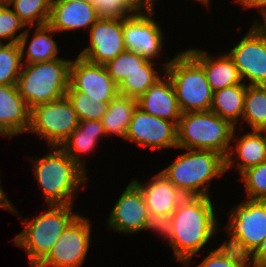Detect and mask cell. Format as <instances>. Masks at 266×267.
Listing matches in <instances>:
<instances>
[{
	"mask_svg": "<svg viewBox=\"0 0 266 267\" xmlns=\"http://www.w3.org/2000/svg\"><path fill=\"white\" fill-rule=\"evenodd\" d=\"M147 61L138 53L125 50L104 66L112 80L119 86L128 74L134 70H143V64Z\"/></svg>",
	"mask_w": 266,
	"mask_h": 267,
	"instance_id": "1f68e13d",
	"label": "cell"
},
{
	"mask_svg": "<svg viewBox=\"0 0 266 267\" xmlns=\"http://www.w3.org/2000/svg\"><path fill=\"white\" fill-rule=\"evenodd\" d=\"M89 31L90 44L78 54L88 62L105 65L126 50L123 19L99 18Z\"/></svg>",
	"mask_w": 266,
	"mask_h": 267,
	"instance_id": "5bb4252c",
	"label": "cell"
},
{
	"mask_svg": "<svg viewBox=\"0 0 266 267\" xmlns=\"http://www.w3.org/2000/svg\"><path fill=\"white\" fill-rule=\"evenodd\" d=\"M246 88L241 83L214 91L210 111L237 126L242 119Z\"/></svg>",
	"mask_w": 266,
	"mask_h": 267,
	"instance_id": "d4e9b609",
	"label": "cell"
},
{
	"mask_svg": "<svg viewBox=\"0 0 266 267\" xmlns=\"http://www.w3.org/2000/svg\"><path fill=\"white\" fill-rule=\"evenodd\" d=\"M185 51L203 68L213 92L243 83L238 68L227 53L215 58L204 52L203 49L189 48Z\"/></svg>",
	"mask_w": 266,
	"mask_h": 267,
	"instance_id": "44dd1931",
	"label": "cell"
},
{
	"mask_svg": "<svg viewBox=\"0 0 266 267\" xmlns=\"http://www.w3.org/2000/svg\"><path fill=\"white\" fill-rule=\"evenodd\" d=\"M198 1H200L203 4H205V6L208 5L209 2H210L209 0H198Z\"/></svg>",
	"mask_w": 266,
	"mask_h": 267,
	"instance_id": "7bdbcfd3",
	"label": "cell"
},
{
	"mask_svg": "<svg viewBox=\"0 0 266 267\" xmlns=\"http://www.w3.org/2000/svg\"><path fill=\"white\" fill-rule=\"evenodd\" d=\"M35 27L36 30L31 42L28 44V49L26 48V44L28 43V37L31 33L30 28L32 29V27L26 28L25 34L20 38L19 46L22 60L26 56L23 63L44 62L60 58L57 56L59 52L58 46L52 38L57 32L49 24ZM24 52H27V54H24Z\"/></svg>",
	"mask_w": 266,
	"mask_h": 267,
	"instance_id": "cb8c5ba5",
	"label": "cell"
},
{
	"mask_svg": "<svg viewBox=\"0 0 266 267\" xmlns=\"http://www.w3.org/2000/svg\"><path fill=\"white\" fill-rule=\"evenodd\" d=\"M99 19L90 0H52L48 24L56 31L91 28Z\"/></svg>",
	"mask_w": 266,
	"mask_h": 267,
	"instance_id": "e0dca14e",
	"label": "cell"
},
{
	"mask_svg": "<svg viewBox=\"0 0 266 267\" xmlns=\"http://www.w3.org/2000/svg\"><path fill=\"white\" fill-rule=\"evenodd\" d=\"M126 140L153 150L177 148V125L144 112L137 106L129 123Z\"/></svg>",
	"mask_w": 266,
	"mask_h": 267,
	"instance_id": "4fadbf2b",
	"label": "cell"
},
{
	"mask_svg": "<svg viewBox=\"0 0 266 267\" xmlns=\"http://www.w3.org/2000/svg\"><path fill=\"white\" fill-rule=\"evenodd\" d=\"M51 149L55 151L32 161L35 177L48 205H73L76 192L86 184L87 172L60 147Z\"/></svg>",
	"mask_w": 266,
	"mask_h": 267,
	"instance_id": "7a4b0ae2",
	"label": "cell"
},
{
	"mask_svg": "<svg viewBox=\"0 0 266 267\" xmlns=\"http://www.w3.org/2000/svg\"><path fill=\"white\" fill-rule=\"evenodd\" d=\"M160 171L185 197H209L211 180L222 176L225 158L211 150L186 149Z\"/></svg>",
	"mask_w": 266,
	"mask_h": 267,
	"instance_id": "3957f363",
	"label": "cell"
},
{
	"mask_svg": "<svg viewBox=\"0 0 266 267\" xmlns=\"http://www.w3.org/2000/svg\"><path fill=\"white\" fill-rule=\"evenodd\" d=\"M161 70L172 81L182 113L210 110L213 91L203 68L186 51L165 62Z\"/></svg>",
	"mask_w": 266,
	"mask_h": 267,
	"instance_id": "52a82bcc",
	"label": "cell"
},
{
	"mask_svg": "<svg viewBox=\"0 0 266 267\" xmlns=\"http://www.w3.org/2000/svg\"><path fill=\"white\" fill-rule=\"evenodd\" d=\"M69 85L95 101L110 102L119 94L118 85L104 65L88 62L80 56L71 62Z\"/></svg>",
	"mask_w": 266,
	"mask_h": 267,
	"instance_id": "9a60e30c",
	"label": "cell"
},
{
	"mask_svg": "<svg viewBox=\"0 0 266 267\" xmlns=\"http://www.w3.org/2000/svg\"><path fill=\"white\" fill-rule=\"evenodd\" d=\"M143 7L145 6H152L154 7L155 0H137Z\"/></svg>",
	"mask_w": 266,
	"mask_h": 267,
	"instance_id": "60d3db41",
	"label": "cell"
},
{
	"mask_svg": "<svg viewBox=\"0 0 266 267\" xmlns=\"http://www.w3.org/2000/svg\"><path fill=\"white\" fill-rule=\"evenodd\" d=\"M229 57L249 85L266 86V33L257 23L229 52Z\"/></svg>",
	"mask_w": 266,
	"mask_h": 267,
	"instance_id": "7c38bea8",
	"label": "cell"
},
{
	"mask_svg": "<svg viewBox=\"0 0 266 267\" xmlns=\"http://www.w3.org/2000/svg\"><path fill=\"white\" fill-rule=\"evenodd\" d=\"M31 109L19 94L16 84L0 85V134L13 137L27 133Z\"/></svg>",
	"mask_w": 266,
	"mask_h": 267,
	"instance_id": "ac0fdd59",
	"label": "cell"
},
{
	"mask_svg": "<svg viewBox=\"0 0 266 267\" xmlns=\"http://www.w3.org/2000/svg\"><path fill=\"white\" fill-rule=\"evenodd\" d=\"M234 130L236 126L210 110L182 113L177 125V148L211 150L226 158Z\"/></svg>",
	"mask_w": 266,
	"mask_h": 267,
	"instance_id": "5b68a950",
	"label": "cell"
},
{
	"mask_svg": "<svg viewBox=\"0 0 266 267\" xmlns=\"http://www.w3.org/2000/svg\"><path fill=\"white\" fill-rule=\"evenodd\" d=\"M241 176L246 188V199L266 201V160L245 170Z\"/></svg>",
	"mask_w": 266,
	"mask_h": 267,
	"instance_id": "d590c367",
	"label": "cell"
},
{
	"mask_svg": "<svg viewBox=\"0 0 266 267\" xmlns=\"http://www.w3.org/2000/svg\"><path fill=\"white\" fill-rule=\"evenodd\" d=\"M105 135L106 132L101 120L79 121L77 128L71 132L59 147L87 172L85 168L86 162L83 158H80V155L94 150L99 138Z\"/></svg>",
	"mask_w": 266,
	"mask_h": 267,
	"instance_id": "603a6c76",
	"label": "cell"
},
{
	"mask_svg": "<svg viewBox=\"0 0 266 267\" xmlns=\"http://www.w3.org/2000/svg\"><path fill=\"white\" fill-rule=\"evenodd\" d=\"M211 197H185L171 215L173 229L167 241L184 266L190 264L211 237L218 232Z\"/></svg>",
	"mask_w": 266,
	"mask_h": 267,
	"instance_id": "6da1fadb",
	"label": "cell"
},
{
	"mask_svg": "<svg viewBox=\"0 0 266 267\" xmlns=\"http://www.w3.org/2000/svg\"><path fill=\"white\" fill-rule=\"evenodd\" d=\"M22 56L19 43L0 46V85L17 84L22 70Z\"/></svg>",
	"mask_w": 266,
	"mask_h": 267,
	"instance_id": "f546056e",
	"label": "cell"
},
{
	"mask_svg": "<svg viewBox=\"0 0 266 267\" xmlns=\"http://www.w3.org/2000/svg\"><path fill=\"white\" fill-rule=\"evenodd\" d=\"M264 23H260L259 20L255 21V23H257L259 25V27L266 33V16L263 18ZM259 22V23H258Z\"/></svg>",
	"mask_w": 266,
	"mask_h": 267,
	"instance_id": "b9f144b4",
	"label": "cell"
},
{
	"mask_svg": "<svg viewBox=\"0 0 266 267\" xmlns=\"http://www.w3.org/2000/svg\"><path fill=\"white\" fill-rule=\"evenodd\" d=\"M48 208L33 221L23 219L26 226L13 239L27 253L30 267H35L48 254L65 228L79 215L72 212V205H48Z\"/></svg>",
	"mask_w": 266,
	"mask_h": 267,
	"instance_id": "8992f818",
	"label": "cell"
},
{
	"mask_svg": "<svg viewBox=\"0 0 266 267\" xmlns=\"http://www.w3.org/2000/svg\"><path fill=\"white\" fill-rule=\"evenodd\" d=\"M159 78L148 90L137 98L138 107L153 116L169 120L178 125L181 110L177 101L176 92L168 75Z\"/></svg>",
	"mask_w": 266,
	"mask_h": 267,
	"instance_id": "d6986e66",
	"label": "cell"
},
{
	"mask_svg": "<svg viewBox=\"0 0 266 267\" xmlns=\"http://www.w3.org/2000/svg\"><path fill=\"white\" fill-rule=\"evenodd\" d=\"M71 62L72 60L57 58L23 63L16 85L30 109L65 97L69 87Z\"/></svg>",
	"mask_w": 266,
	"mask_h": 267,
	"instance_id": "277c9868",
	"label": "cell"
},
{
	"mask_svg": "<svg viewBox=\"0 0 266 267\" xmlns=\"http://www.w3.org/2000/svg\"><path fill=\"white\" fill-rule=\"evenodd\" d=\"M145 8V9H144ZM145 13H143V11ZM154 7L145 6L123 19V39L126 50L138 53L147 60H155L162 51L163 33L152 15Z\"/></svg>",
	"mask_w": 266,
	"mask_h": 267,
	"instance_id": "8fae6325",
	"label": "cell"
},
{
	"mask_svg": "<svg viewBox=\"0 0 266 267\" xmlns=\"http://www.w3.org/2000/svg\"><path fill=\"white\" fill-rule=\"evenodd\" d=\"M238 3L245 8L255 7L257 10L259 9L262 18L266 16V0H239Z\"/></svg>",
	"mask_w": 266,
	"mask_h": 267,
	"instance_id": "f35d334b",
	"label": "cell"
},
{
	"mask_svg": "<svg viewBox=\"0 0 266 267\" xmlns=\"http://www.w3.org/2000/svg\"><path fill=\"white\" fill-rule=\"evenodd\" d=\"M29 27L48 24L52 0H5Z\"/></svg>",
	"mask_w": 266,
	"mask_h": 267,
	"instance_id": "f1b7e54d",
	"label": "cell"
},
{
	"mask_svg": "<svg viewBox=\"0 0 266 267\" xmlns=\"http://www.w3.org/2000/svg\"><path fill=\"white\" fill-rule=\"evenodd\" d=\"M253 267H266V238L249 256Z\"/></svg>",
	"mask_w": 266,
	"mask_h": 267,
	"instance_id": "74e56055",
	"label": "cell"
},
{
	"mask_svg": "<svg viewBox=\"0 0 266 267\" xmlns=\"http://www.w3.org/2000/svg\"><path fill=\"white\" fill-rule=\"evenodd\" d=\"M235 130L232 140L236 141L235 146H230L228 155L225 158V171L236 161L233 155H237L236 169L240 175L247 169L255 167L266 160V131L252 130L245 135L234 138Z\"/></svg>",
	"mask_w": 266,
	"mask_h": 267,
	"instance_id": "7402d4cb",
	"label": "cell"
},
{
	"mask_svg": "<svg viewBox=\"0 0 266 267\" xmlns=\"http://www.w3.org/2000/svg\"><path fill=\"white\" fill-rule=\"evenodd\" d=\"M22 28H27L26 24L5 1L0 2V41L3 42V39H8L7 43H19L26 31L25 29L21 33ZM18 30L20 32L17 35Z\"/></svg>",
	"mask_w": 266,
	"mask_h": 267,
	"instance_id": "e575fe53",
	"label": "cell"
},
{
	"mask_svg": "<svg viewBox=\"0 0 266 267\" xmlns=\"http://www.w3.org/2000/svg\"><path fill=\"white\" fill-rule=\"evenodd\" d=\"M78 124L77 113L65 96L34 106L31 109L28 132L41 135L50 147H59Z\"/></svg>",
	"mask_w": 266,
	"mask_h": 267,
	"instance_id": "9c48e42d",
	"label": "cell"
},
{
	"mask_svg": "<svg viewBox=\"0 0 266 267\" xmlns=\"http://www.w3.org/2000/svg\"><path fill=\"white\" fill-rule=\"evenodd\" d=\"M99 18L126 19L143 7L137 0H90Z\"/></svg>",
	"mask_w": 266,
	"mask_h": 267,
	"instance_id": "836d02e7",
	"label": "cell"
},
{
	"mask_svg": "<svg viewBox=\"0 0 266 267\" xmlns=\"http://www.w3.org/2000/svg\"><path fill=\"white\" fill-rule=\"evenodd\" d=\"M243 120L249 123L251 130L266 131V86L247 85Z\"/></svg>",
	"mask_w": 266,
	"mask_h": 267,
	"instance_id": "4316f807",
	"label": "cell"
},
{
	"mask_svg": "<svg viewBox=\"0 0 266 267\" xmlns=\"http://www.w3.org/2000/svg\"><path fill=\"white\" fill-rule=\"evenodd\" d=\"M4 193L5 192L3 191L0 183V208L8 209L12 213L16 214L17 211L15 207L12 205L11 201L8 200L7 196Z\"/></svg>",
	"mask_w": 266,
	"mask_h": 267,
	"instance_id": "ab89813d",
	"label": "cell"
},
{
	"mask_svg": "<svg viewBox=\"0 0 266 267\" xmlns=\"http://www.w3.org/2000/svg\"><path fill=\"white\" fill-rule=\"evenodd\" d=\"M147 217V206L141 190L131 181L115 203L107 226L118 233L134 234L141 231Z\"/></svg>",
	"mask_w": 266,
	"mask_h": 267,
	"instance_id": "2e32d148",
	"label": "cell"
},
{
	"mask_svg": "<svg viewBox=\"0 0 266 267\" xmlns=\"http://www.w3.org/2000/svg\"><path fill=\"white\" fill-rule=\"evenodd\" d=\"M141 190L148 213L172 215L185 196L161 172L145 185L132 180Z\"/></svg>",
	"mask_w": 266,
	"mask_h": 267,
	"instance_id": "ffe728a7",
	"label": "cell"
},
{
	"mask_svg": "<svg viewBox=\"0 0 266 267\" xmlns=\"http://www.w3.org/2000/svg\"><path fill=\"white\" fill-rule=\"evenodd\" d=\"M153 230L158 232L157 234L163 235L164 239L169 240L172 229L173 222L171 215H157L148 213L147 219L144 221L141 230Z\"/></svg>",
	"mask_w": 266,
	"mask_h": 267,
	"instance_id": "8d00e7d4",
	"label": "cell"
},
{
	"mask_svg": "<svg viewBox=\"0 0 266 267\" xmlns=\"http://www.w3.org/2000/svg\"><path fill=\"white\" fill-rule=\"evenodd\" d=\"M137 106L136 98L120 94L113 98L101 119L106 135L114 134L125 139L129 123Z\"/></svg>",
	"mask_w": 266,
	"mask_h": 267,
	"instance_id": "484cf974",
	"label": "cell"
},
{
	"mask_svg": "<svg viewBox=\"0 0 266 267\" xmlns=\"http://www.w3.org/2000/svg\"><path fill=\"white\" fill-rule=\"evenodd\" d=\"M154 61L147 60L143 64V70H134L118 86L120 95L139 98L161 76L154 67Z\"/></svg>",
	"mask_w": 266,
	"mask_h": 267,
	"instance_id": "83f0119b",
	"label": "cell"
},
{
	"mask_svg": "<svg viewBox=\"0 0 266 267\" xmlns=\"http://www.w3.org/2000/svg\"><path fill=\"white\" fill-rule=\"evenodd\" d=\"M223 244L250 256L266 238V201L245 199L232 209Z\"/></svg>",
	"mask_w": 266,
	"mask_h": 267,
	"instance_id": "ba28073f",
	"label": "cell"
},
{
	"mask_svg": "<svg viewBox=\"0 0 266 267\" xmlns=\"http://www.w3.org/2000/svg\"><path fill=\"white\" fill-rule=\"evenodd\" d=\"M91 229L89 218L78 215L35 267L82 266L90 247Z\"/></svg>",
	"mask_w": 266,
	"mask_h": 267,
	"instance_id": "30bf717a",
	"label": "cell"
},
{
	"mask_svg": "<svg viewBox=\"0 0 266 267\" xmlns=\"http://www.w3.org/2000/svg\"><path fill=\"white\" fill-rule=\"evenodd\" d=\"M65 96L72 104L79 121L101 120L108 110L109 102L95 101L87 94L75 91L70 85Z\"/></svg>",
	"mask_w": 266,
	"mask_h": 267,
	"instance_id": "4dcf8cb0",
	"label": "cell"
},
{
	"mask_svg": "<svg viewBox=\"0 0 266 267\" xmlns=\"http://www.w3.org/2000/svg\"><path fill=\"white\" fill-rule=\"evenodd\" d=\"M198 267H251V265L248 255L222 244L211 250Z\"/></svg>",
	"mask_w": 266,
	"mask_h": 267,
	"instance_id": "d6a6232c",
	"label": "cell"
}]
</instances>
